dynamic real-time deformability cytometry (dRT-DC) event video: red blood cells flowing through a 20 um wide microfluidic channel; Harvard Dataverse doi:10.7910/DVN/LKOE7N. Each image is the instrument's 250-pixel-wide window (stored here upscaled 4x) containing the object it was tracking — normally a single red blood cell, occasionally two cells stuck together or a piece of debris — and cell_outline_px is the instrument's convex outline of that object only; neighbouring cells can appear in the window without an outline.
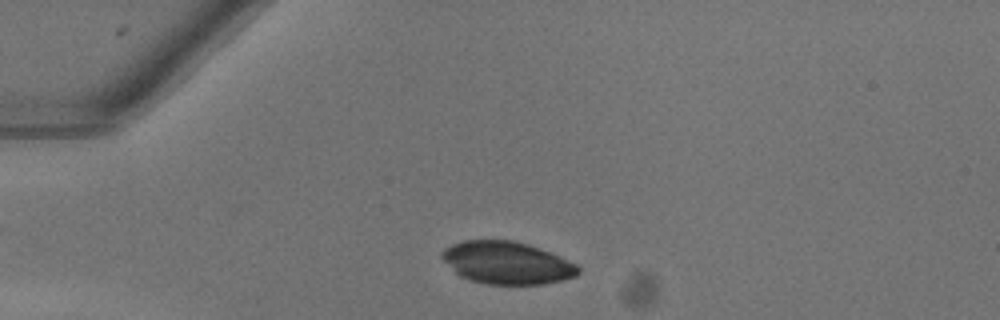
{"species": "common noctule bat (a hibernating species)", "species_latin": "Nyctalus noctula", "temperature_condition": "warm", "stored_images_in_passage": 45, "camera_frame_rate_fps": 3000, "um_per_image_px": 0.085, "animal": {"sex": "female"}, "frame": {"image": 1, "passage_image": 7, "time_ms": 2.0, "image_size_px": [1000, 320], "cell_outline_px": [[580, 272], [576, 276], [564, 280], [544, 284], [488, 284], [472, 280], [460, 276], [440, 256], [440, 252], [444, 248], [452, 244], [464, 240], [512, 240], [528, 244], [548, 252], [576, 264], [580, 268]], "centroid_in_image_um": [43.08, 22.34], "position_along_channel_um": 41.9, "area_um2": 33.47}}
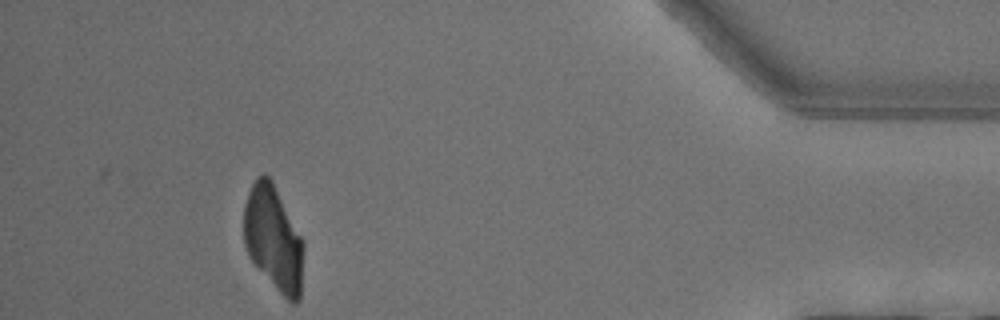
{"frame": {"image": 2, "passage_image": 41, "time_ms": 13.333, "image_size_px": [1000, 320], "cell_outline_px": [[304, 248], [300, 300], [296, 304], [292, 304], [280, 292], [248, 256], [244, 244], [244, 204], [248, 192], [252, 184], [264, 172], [272, 180], [304, 244]], "centroid_in_image_um": [23.24, 20.28], "position_along_channel_um": 412.0, "area_um2": 36.07}}